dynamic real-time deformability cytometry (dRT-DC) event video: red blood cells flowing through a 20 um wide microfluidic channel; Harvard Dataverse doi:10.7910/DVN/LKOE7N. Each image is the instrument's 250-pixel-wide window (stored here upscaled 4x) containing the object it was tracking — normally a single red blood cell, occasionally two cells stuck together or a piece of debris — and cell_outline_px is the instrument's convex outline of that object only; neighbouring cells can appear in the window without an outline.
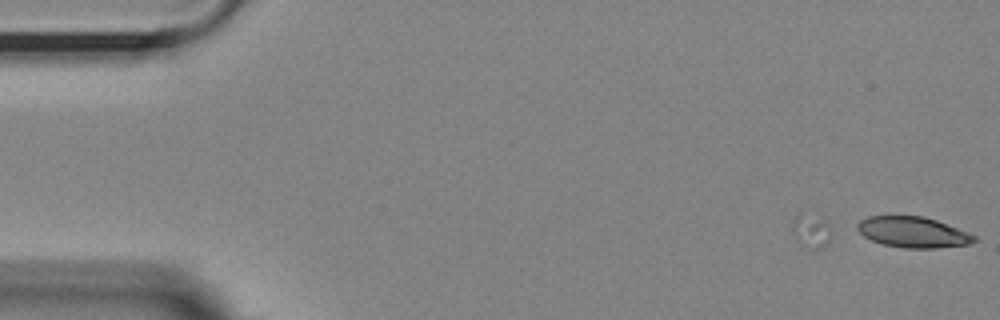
{"species": "Egyptian fruit bat (a non-hibernating species)", "species_latin": "Rousettus aegyptiacus", "temperature_condition": "room temperature", "stored_images_in_passage": 6, "camera_frame_rate_fps": 3000, "um_per_image_px": 0.085, "animal": {"sex": "female"}, "frame": {"image": 1, "passage_image": 6, "time_ms": 1.667, "image_size_px": [1000, 320], "cell_outline_px": [[976, 240], [968, 244], [936, 248], [904, 248], [884, 244], [872, 240], [864, 236], [856, 228], [856, 224], [860, 220], [868, 216], [924, 216], [936, 220], [968, 232], [976, 236]], "centroid_in_image_um": [77.59, 19.73], "position_along_channel_um": 7.4, "area_um2": 20.81}}